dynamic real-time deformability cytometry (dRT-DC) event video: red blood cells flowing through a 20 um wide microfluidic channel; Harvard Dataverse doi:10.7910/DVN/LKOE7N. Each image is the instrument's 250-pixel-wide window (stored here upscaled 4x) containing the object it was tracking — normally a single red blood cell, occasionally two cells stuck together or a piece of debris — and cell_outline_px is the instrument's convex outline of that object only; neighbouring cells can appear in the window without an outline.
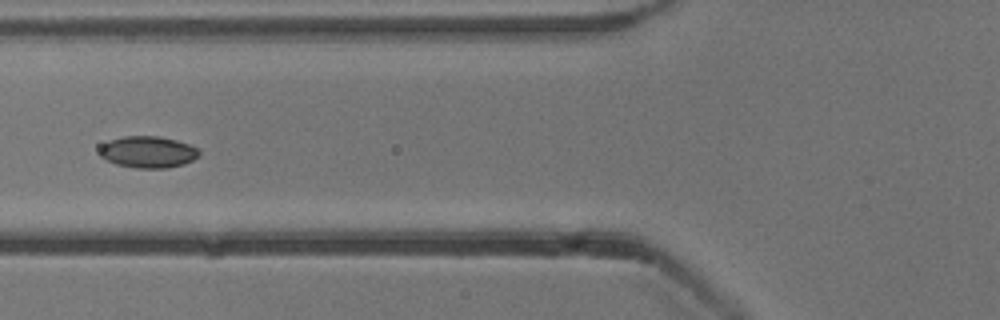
{"species": "common noctule bat (a hibernating species)", "species_latin": "Nyctalus noctula", "temperature_condition": "cold", "stored_images_in_passage": 17, "camera_frame_rate_fps": 3000, "um_per_image_px": 0.085, "animal": {"sex": "male", "body_mass_g": 13.3}, "frame": {"image": 1, "passage_image": 6, "time_ms": 1.667, "image_size_px": [1000, 320], "cell_outline_px": [[200, 156], [184, 164], [168, 168], [136, 168], [116, 164], [100, 156], [100, 148], [108, 140], [124, 136], [160, 136], [176, 140], [188, 144], [196, 148], [200, 152]], "centroid_in_image_um": [12.59, 12.92], "position_along_channel_um": 113.2, "area_um2": 18.32}}
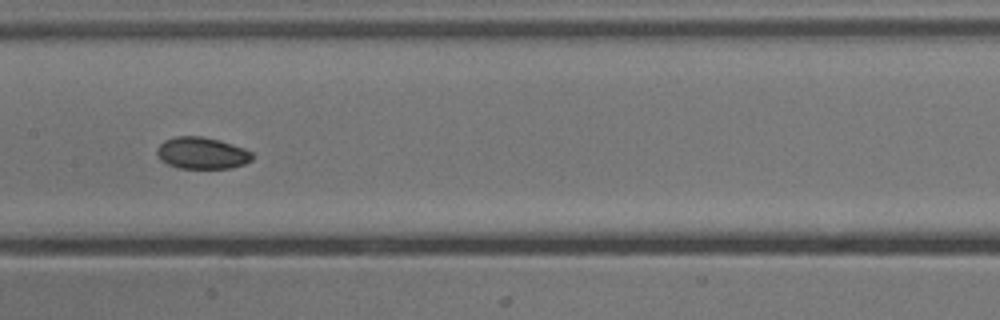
{"frame": {"image": 2, "passage_image": 12, "time_ms": 3.667, "image_size_px": [1000, 320], "cell_outline_px": [[252, 160], [244, 164], [232, 168], [180, 168], [168, 164], [160, 160], [156, 152], [156, 148], [164, 140], [176, 136], [200, 136], [220, 140], [244, 148], [252, 152]], "centroid_in_image_um": [17.15, 13.01], "position_along_channel_um": 190.2, "area_um2": 17.69}}